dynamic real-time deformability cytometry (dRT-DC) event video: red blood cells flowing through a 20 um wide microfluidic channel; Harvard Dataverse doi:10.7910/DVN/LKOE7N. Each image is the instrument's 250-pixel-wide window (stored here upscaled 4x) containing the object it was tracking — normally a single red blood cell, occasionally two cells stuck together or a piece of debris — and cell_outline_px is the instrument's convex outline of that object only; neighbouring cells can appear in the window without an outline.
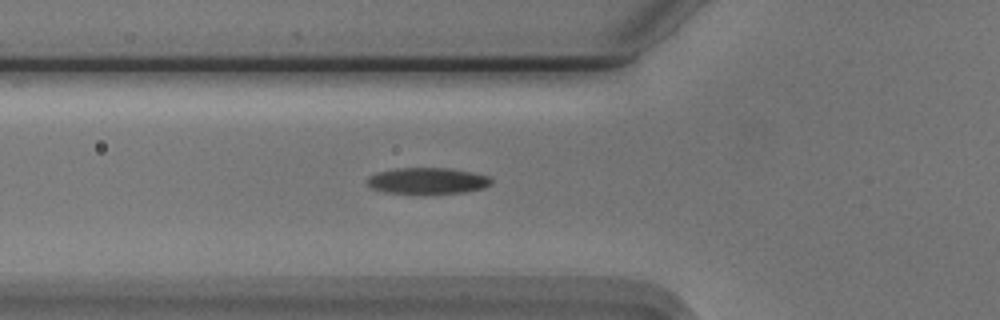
{"species": "Egyptian fruit bat (a non-hibernating species)", "species_latin": "Rousettus aegyptiacus", "temperature_condition": "cold", "stored_images_in_passage": 29, "camera_frame_rate_fps": 3000, "um_per_image_px": 0.085, "animal": {"sex": "male"}, "frame": {"image": 1, "passage_image": 14, "time_ms": 4.333, "image_size_px": [1000, 320], "cell_outline_px": [[492, 184], [484, 188], [464, 192], [384, 192], [372, 188], [368, 184], [368, 176], [380, 172], [396, 168], [452, 168], [472, 172], [488, 176], [492, 180]], "centroid_in_image_um": [36.38, 15.34], "position_along_channel_um": 89.4, "area_um2": 18.5}}
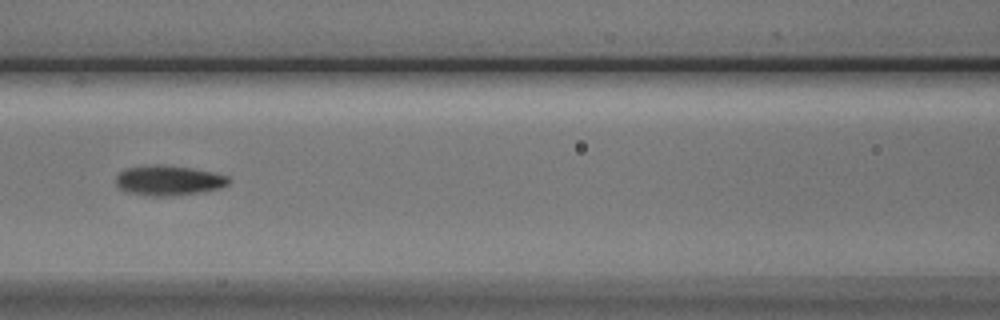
{"frame": {"image": 2, "passage_image": 19, "time_ms": 6.0, "image_size_px": [1000, 320], "cell_outline_px": [[228, 184], [220, 188], [200, 192], [168, 196], [152, 196], [124, 192], [116, 184], [116, 176], [124, 168], [156, 164], [164, 164], [192, 168], [212, 172], [228, 176]], "centroid_in_image_um": [14.28, 15.33], "position_along_channel_um": 152.3, "area_um2": 19.77}}